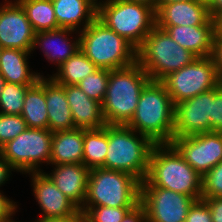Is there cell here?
I'll return each instance as SVG.
<instances>
[{
    "label": "cell",
    "mask_w": 222,
    "mask_h": 222,
    "mask_svg": "<svg viewBox=\"0 0 222 222\" xmlns=\"http://www.w3.org/2000/svg\"><path fill=\"white\" fill-rule=\"evenodd\" d=\"M202 178L171 143L155 144L140 187H161L200 200Z\"/></svg>",
    "instance_id": "cell-1"
},
{
    "label": "cell",
    "mask_w": 222,
    "mask_h": 222,
    "mask_svg": "<svg viewBox=\"0 0 222 222\" xmlns=\"http://www.w3.org/2000/svg\"><path fill=\"white\" fill-rule=\"evenodd\" d=\"M175 105L160 81H150L142 90L136 111L127 124L155 144L171 143Z\"/></svg>",
    "instance_id": "cell-2"
},
{
    "label": "cell",
    "mask_w": 222,
    "mask_h": 222,
    "mask_svg": "<svg viewBox=\"0 0 222 222\" xmlns=\"http://www.w3.org/2000/svg\"><path fill=\"white\" fill-rule=\"evenodd\" d=\"M151 81L149 75L137 63L110 70L103 116L107 124L127 125L133 117L144 87Z\"/></svg>",
    "instance_id": "cell-3"
},
{
    "label": "cell",
    "mask_w": 222,
    "mask_h": 222,
    "mask_svg": "<svg viewBox=\"0 0 222 222\" xmlns=\"http://www.w3.org/2000/svg\"><path fill=\"white\" fill-rule=\"evenodd\" d=\"M155 143L127 125L108 124V149L105 169L131 174L140 182L147 176L149 159Z\"/></svg>",
    "instance_id": "cell-4"
},
{
    "label": "cell",
    "mask_w": 222,
    "mask_h": 222,
    "mask_svg": "<svg viewBox=\"0 0 222 222\" xmlns=\"http://www.w3.org/2000/svg\"><path fill=\"white\" fill-rule=\"evenodd\" d=\"M80 50L98 68L120 69L136 62V48L96 18L79 32Z\"/></svg>",
    "instance_id": "cell-5"
},
{
    "label": "cell",
    "mask_w": 222,
    "mask_h": 222,
    "mask_svg": "<svg viewBox=\"0 0 222 222\" xmlns=\"http://www.w3.org/2000/svg\"><path fill=\"white\" fill-rule=\"evenodd\" d=\"M196 58L195 54L181 47L165 30L157 26L136 49V62L149 75L151 81H161Z\"/></svg>",
    "instance_id": "cell-6"
},
{
    "label": "cell",
    "mask_w": 222,
    "mask_h": 222,
    "mask_svg": "<svg viewBox=\"0 0 222 222\" xmlns=\"http://www.w3.org/2000/svg\"><path fill=\"white\" fill-rule=\"evenodd\" d=\"M97 18L136 49L156 26L153 7L127 0H102L98 4Z\"/></svg>",
    "instance_id": "cell-7"
},
{
    "label": "cell",
    "mask_w": 222,
    "mask_h": 222,
    "mask_svg": "<svg viewBox=\"0 0 222 222\" xmlns=\"http://www.w3.org/2000/svg\"><path fill=\"white\" fill-rule=\"evenodd\" d=\"M140 185L137 178L123 171L91 169L82 208L136 207L140 204Z\"/></svg>",
    "instance_id": "cell-8"
},
{
    "label": "cell",
    "mask_w": 222,
    "mask_h": 222,
    "mask_svg": "<svg viewBox=\"0 0 222 222\" xmlns=\"http://www.w3.org/2000/svg\"><path fill=\"white\" fill-rule=\"evenodd\" d=\"M52 139L49 129L27 128L4 145L0 153L17 172H40V164L50 165Z\"/></svg>",
    "instance_id": "cell-9"
},
{
    "label": "cell",
    "mask_w": 222,
    "mask_h": 222,
    "mask_svg": "<svg viewBox=\"0 0 222 222\" xmlns=\"http://www.w3.org/2000/svg\"><path fill=\"white\" fill-rule=\"evenodd\" d=\"M174 105L212 90L222 81L211 56L197 57L192 63L168 74L160 81Z\"/></svg>",
    "instance_id": "cell-10"
},
{
    "label": "cell",
    "mask_w": 222,
    "mask_h": 222,
    "mask_svg": "<svg viewBox=\"0 0 222 222\" xmlns=\"http://www.w3.org/2000/svg\"><path fill=\"white\" fill-rule=\"evenodd\" d=\"M195 201L191 196L161 187H140V204L147 222H185Z\"/></svg>",
    "instance_id": "cell-11"
},
{
    "label": "cell",
    "mask_w": 222,
    "mask_h": 222,
    "mask_svg": "<svg viewBox=\"0 0 222 222\" xmlns=\"http://www.w3.org/2000/svg\"><path fill=\"white\" fill-rule=\"evenodd\" d=\"M171 144L202 177L222 161V133L205 132L177 137Z\"/></svg>",
    "instance_id": "cell-12"
},
{
    "label": "cell",
    "mask_w": 222,
    "mask_h": 222,
    "mask_svg": "<svg viewBox=\"0 0 222 222\" xmlns=\"http://www.w3.org/2000/svg\"><path fill=\"white\" fill-rule=\"evenodd\" d=\"M214 89L175 104L173 138L210 132Z\"/></svg>",
    "instance_id": "cell-13"
},
{
    "label": "cell",
    "mask_w": 222,
    "mask_h": 222,
    "mask_svg": "<svg viewBox=\"0 0 222 222\" xmlns=\"http://www.w3.org/2000/svg\"><path fill=\"white\" fill-rule=\"evenodd\" d=\"M20 0L0 3V45L32 51L35 32L19 4Z\"/></svg>",
    "instance_id": "cell-14"
},
{
    "label": "cell",
    "mask_w": 222,
    "mask_h": 222,
    "mask_svg": "<svg viewBox=\"0 0 222 222\" xmlns=\"http://www.w3.org/2000/svg\"><path fill=\"white\" fill-rule=\"evenodd\" d=\"M28 175L32 180L31 186L35 200L38 201L41 213H43L38 219L65 218L75 215L80 210L43 171L32 172Z\"/></svg>",
    "instance_id": "cell-15"
},
{
    "label": "cell",
    "mask_w": 222,
    "mask_h": 222,
    "mask_svg": "<svg viewBox=\"0 0 222 222\" xmlns=\"http://www.w3.org/2000/svg\"><path fill=\"white\" fill-rule=\"evenodd\" d=\"M75 33L76 36L78 33V36L72 41L71 35ZM36 47L41 48L48 62L51 61L58 68L80 49L79 32L68 28L37 32L34 35L32 51Z\"/></svg>",
    "instance_id": "cell-16"
},
{
    "label": "cell",
    "mask_w": 222,
    "mask_h": 222,
    "mask_svg": "<svg viewBox=\"0 0 222 222\" xmlns=\"http://www.w3.org/2000/svg\"><path fill=\"white\" fill-rule=\"evenodd\" d=\"M51 167H53L51 173H44L64 195L81 209L86 197L90 169L83 163L58 164Z\"/></svg>",
    "instance_id": "cell-17"
},
{
    "label": "cell",
    "mask_w": 222,
    "mask_h": 222,
    "mask_svg": "<svg viewBox=\"0 0 222 222\" xmlns=\"http://www.w3.org/2000/svg\"><path fill=\"white\" fill-rule=\"evenodd\" d=\"M165 30L181 47L191 51L197 57L212 55L213 41L216 35L215 19L205 25L197 26H157Z\"/></svg>",
    "instance_id": "cell-18"
},
{
    "label": "cell",
    "mask_w": 222,
    "mask_h": 222,
    "mask_svg": "<svg viewBox=\"0 0 222 222\" xmlns=\"http://www.w3.org/2000/svg\"><path fill=\"white\" fill-rule=\"evenodd\" d=\"M155 14L156 26L205 25L211 19L208 7L196 0L161 4Z\"/></svg>",
    "instance_id": "cell-19"
},
{
    "label": "cell",
    "mask_w": 222,
    "mask_h": 222,
    "mask_svg": "<svg viewBox=\"0 0 222 222\" xmlns=\"http://www.w3.org/2000/svg\"><path fill=\"white\" fill-rule=\"evenodd\" d=\"M75 128L101 129L107 125L102 104L91 99L78 85H64Z\"/></svg>",
    "instance_id": "cell-20"
},
{
    "label": "cell",
    "mask_w": 222,
    "mask_h": 222,
    "mask_svg": "<svg viewBox=\"0 0 222 222\" xmlns=\"http://www.w3.org/2000/svg\"><path fill=\"white\" fill-rule=\"evenodd\" d=\"M52 3L59 28L80 32L97 18L98 4L93 0H52Z\"/></svg>",
    "instance_id": "cell-21"
},
{
    "label": "cell",
    "mask_w": 222,
    "mask_h": 222,
    "mask_svg": "<svg viewBox=\"0 0 222 222\" xmlns=\"http://www.w3.org/2000/svg\"><path fill=\"white\" fill-rule=\"evenodd\" d=\"M45 76V100L48 112V129L51 132L74 129L70 106L66 99L64 85L57 84Z\"/></svg>",
    "instance_id": "cell-22"
},
{
    "label": "cell",
    "mask_w": 222,
    "mask_h": 222,
    "mask_svg": "<svg viewBox=\"0 0 222 222\" xmlns=\"http://www.w3.org/2000/svg\"><path fill=\"white\" fill-rule=\"evenodd\" d=\"M32 51L4 48L0 56V75L7 83L34 85L43 75L31 71L28 56Z\"/></svg>",
    "instance_id": "cell-23"
},
{
    "label": "cell",
    "mask_w": 222,
    "mask_h": 222,
    "mask_svg": "<svg viewBox=\"0 0 222 222\" xmlns=\"http://www.w3.org/2000/svg\"><path fill=\"white\" fill-rule=\"evenodd\" d=\"M84 129L57 131L53 133L50 165L82 163Z\"/></svg>",
    "instance_id": "cell-24"
},
{
    "label": "cell",
    "mask_w": 222,
    "mask_h": 222,
    "mask_svg": "<svg viewBox=\"0 0 222 222\" xmlns=\"http://www.w3.org/2000/svg\"><path fill=\"white\" fill-rule=\"evenodd\" d=\"M21 116L28 128L48 129V112L45 100V76L26 92Z\"/></svg>",
    "instance_id": "cell-25"
},
{
    "label": "cell",
    "mask_w": 222,
    "mask_h": 222,
    "mask_svg": "<svg viewBox=\"0 0 222 222\" xmlns=\"http://www.w3.org/2000/svg\"><path fill=\"white\" fill-rule=\"evenodd\" d=\"M98 67L79 49L66 62L56 68V73L50 75L59 85H77Z\"/></svg>",
    "instance_id": "cell-26"
},
{
    "label": "cell",
    "mask_w": 222,
    "mask_h": 222,
    "mask_svg": "<svg viewBox=\"0 0 222 222\" xmlns=\"http://www.w3.org/2000/svg\"><path fill=\"white\" fill-rule=\"evenodd\" d=\"M108 149V124L101 129H84L82 163L90 170L105 168Z\"/></svg>",
    "instance_id": "cell-27"
},
{
    "label": "cell",
    "mask_w": 222,
    "mask_h": 222,
    "mask_svg": "<svg viewBox=\"0 0 222 222\" xmlns=\"http://www.w3.org/2000/svg\"><path fill=\"white\" fill-rule=\"evenodd\" d=\"M35 33L59 29L52 0H20Z\"/></svg>",
    "instance_id": "cell-28"
},
{
    "label": "cell",
    "mask_w": 222,
    "mask_h": 222,
    "mask_svg": "<svg viewBox=\"0 0 222 222\" xmlns=\"http://www.w3.org/2000/svg\"><path fill=\"white\" fill-rule=\"evenodd\" d=\"M32 85L5 83L0 95V113L21 115L28 88Z\"/></svg>",
    "instance_id": "cell-29"
},
{
    "label": "cell",
    "mask_w": 222,
    "mask_h": 222,
    "mask_svg": "<svg viewBox=\"0 0 222 222\" xmlns=\"http://www.w3.org/2000/svg\"><path fill=\"white\" fill-rule=\"evenodd\" d=\"M109 72V69L97 68L77 85L89 98L102 104L107 90Z\"/></svg>",
    "instance_id": "cell-30"
},
{
    "label": "cell",
    "mask_w": 222,
    "mask_h": 222,
    "mask_svg": "<svg viewBox=\"0 0 222 222\" xmlns=\"http://www.w3.org/2000/svg\"><path fill=\"white\" fill-rule=\"evenodd\" d=\"M135 207L94 206L81 208L85 222H121Z\"/></svg>",
    "instance_id": "cell-31"
},
{
    "label": "cell",
    "mask_w": 222,
    "mask_h": 222,
    "mask_svg": "<svg viewBox=\"0 0 222 222\" xmlns=\"http://www.w3.org/2000/svg\"><path fill=\"white\" fill-rule=\"evenodd\" d=\"M28 128L21 115L0 113V149Z\"/></svg>",
    "instance_id": "cell-32"
},
{
    "label": "cell",
    "mask_w": 222,
    "mask_h": 222,
    "mask_svg": "<svg viewBox=\"0 0 222 222\" xmlns=\"http://www.w3.org/2000/svg\"><path fill=\"white\" fill-rule=\"evenodd\" d=\"M222 197V161L202 178V198Z\"/></svg>",
    "instance_id": "cell-33"
},
{
    "label": "cell",
    "mask_w": 222,
    "mask_h": 222,
    "mask_svg": "<svg viewBox=\"0 0 222 222\" xmlns=\"http://www.w3.org/2000/svg\"><path fill=\"white\" fill-rule=\"evenodd\" d=\"M210 132L222 133V83L214 88L210 115Z\"/></svg>",
    "instance_id": "cell-34"
},
{
    "label": "cell",
    "mask_w": 222,
    "mask_h": 222,
    "mask_svg": "<svg viewBox=\"0 0 222 222\" xmlns=\"http://www.w3.org/2000/svg\"><path fill=\"white\" fill-rule=\"evenodd\" d=\"M185 222H213L208 204L203 200H196L190 207Z\"/></svg>",
    "instance_id": "cell-35"
},
{
    "label": "cell",
    "mask_w": 222,
    "mask_h": 222,
    "mask_svg": "<svg viewBox=\"0 0 222 222\" xmlns=\"http://www.w3.org/2000/svg\"><path fill=\"white\" fill-rule=\"evenodd\" d=\"M17 208H19L17 203L0 191V222L13 217L17 212Z\"/></svg>",
    "instance_id": "cell-36"
},
{
    "label": "cell",
    "mask_w": 222,
    "mask_h": 222,
    "mask_svg": "<svg viewBox=\"0 0 222 222\" xmlns=\"http://www.w3.org/2000/svg\"><path fill=\"white\" fill-rule=\"evenodd\" d=\"M211 57L222 81V36L215 35Z\"/></svg>",
    "instance_id": "cell-37"
},
{
    "label": "cell",
    "mask_w": 222,
    "mask_h": 222,
    "mask_svg": "<svg viewBox=\"0 0 222 222\" xmlns=\"http://www.w3.org/2000/svg\"><path fill=\"white\" fill-rule=\"evenodd\" d=\"M209 206L213 222H222V197L201 198Z\"/></svg>",
    "instance_id": "cell-38"
},
{
    "label": "cell",
    "mask_w": 222,
    "mask_h": 222,
    "mask_svg": "<svg viewBox=\"0 0 222 222\" xmlns=\"http://www.w3.org/2000/svg\"><path fill=\"white\" fill-rule=\"evenodd\" d=\"M121 222H147L144 207L139 204L132 209Z\"/></svg>",
    "instance_id": "cell-39"
},
{
    "label": "cell",
    "mask_w": 222,
    "mask_h": 222,
    "mask_svg": "<svg viewBox=\"0 0 222 222\" xmlns=\"http://www.w3.org/2000/svg\"><path fill=\"white\" fill-rule=\"evenodd\" d=\"M15 170L11 167L7 160L0 154V187L10 180L11 172Z\"/></svg>",
    "instance_id": "cell-40"
},
{
    "label": "cell",
    "mask_w": 222,
    "mask_h": 222,
    "mask_svg": "<svg viewBox=\"0 0 222 222\" xmlns=\"http://www.w3.org/2000/svg\"><path fill=\"white\" fill-rule=\"evenodd\" d=\"M33 222H85L83 213L79 210L75 215L65 218L37 219Z\"/></svg>",
    "instance_id": "cell-41"
},
{
    "label": "cell",
    "mask_w": 222,
    "mask_h": 222,
    "mask_svg": "<svg viewBox=\"0 0 222 222\" xmlns=\"http://www.w3.org/2000/svg\"><path fill=\"white\" fill-rule=\"evenodd\" d=\"M208 10L211 18L215 19L222 13V0H213Z\"/></svg>",
    "instance_id": "cell-42"
},
{
    "label": "cell",
    "mask_w": 222,
    "mask_h": 222,
    "mask_svg": "<svg viewBox=\"0 0 222 222\" xmlns=\"http://www.w3.org/2000/svg\"><path fill=\"white\" fill-rule=\"evenodd\" d=\"M216 35L222 36V13L215 18Z\"/></svg>",
    "instance_id": "cell-43"
},
{
    "label": "cell",
    "mask_w": 222,
    "mask_h": 222,
    "mask_svg": "<svg viewBox=\"0 0 222 222\" xmlns=\"http://www.w3.org/2000/svg\"><path fill=\"white\" fill-rule=\"evenodd\" d=\"M127 1L144 3V4H147V5H150L155 10L157 9L158 0H127Z\"/></svg>",
    "instance_id": "cell-44"
},
{
    "label": "cell",
    "mask_w": 222,
    "mask_h": 222,
    "mask_svg": "<svg viewBox=\"0 0 222 222\" xmlns=\"http://www.w3.org/2000/svg\"><path fill=\"white\" fill-rule=\"evenodd\" d=\"M180 1H185V0H158V2H157V8H158L161 4L176 3V2H180Z\"/></svg>",
    "instance_id": "cell-45"
},
{
    "label": "cell",
    "mask_w": 222,
    "mask_h": 222,
    "mask_svg": "<svg viewBox=\"0 0 222 222\" xmlns=\"http://www.w3.org/2000/svg\"><path fill=\"white\" fill-rule=\"evenodd\" d=\"M196 1L209 7L213 0H196Z\"/></svg>",
    "instance_id": "cell-46"
},
{
    "label": "cell",
    "mask_w": 222,
    "mask_h": 222,
    "mask_svg": "<svg viewBox=\"0 0 222 222\" xmlns=\"http://www.w3.org/2000/svg\"><path fill=\"white\" fill-rule=\"evenodd\" d=\"M6 81L4 80V78L0 75V95H1V92L4 88V85H5Z\"/></svg>",
    "instance_id": "cell-47"
},
{
    "label": "cell",
    "mask_w": 222,
    "mask_h": 222,
    "mask_svg": "<svg viewBox=\"0 0 222 222\" xmlns=\"http://www.w3.org/2000/svg\"><path fill=\"white\" fill-rule=\"evenodd\" d=\"M13 217H11L10 219L6 220V221H2V222H20V221H14V219H12Z\"/></svg>",
    "instance_id": "cell-48"
},
{
    "label": "cell",
    "mask_w": 222,
    "mask_h": 222,
    "mask_svg": "<svg viewBox=\"0 0 222 222\" xmlns=\"http://www.w3.org/2000/svg\"><path fill=\"white\" fill-rule=\"evenodd\" d=\"M95 3L99 4L102 0H93Z\"/></svg>",
    "instance_id": "cell-49"
},
{
    "label": "cell",
    "mask_w": 222,
    "mask_h": 222,
    "mask_svg": "<svg viewBox=\"0 0 222 222\" xmlns=\"http://www.w3.org/2000/svg\"><path fill=\"white\" fill-rule=\"evenodd\" d=\"M4 48L0 45V56H1V53H2V50H3Z\"/></svg>",
    "instance_id": "cell-50"
}]
</instances>
